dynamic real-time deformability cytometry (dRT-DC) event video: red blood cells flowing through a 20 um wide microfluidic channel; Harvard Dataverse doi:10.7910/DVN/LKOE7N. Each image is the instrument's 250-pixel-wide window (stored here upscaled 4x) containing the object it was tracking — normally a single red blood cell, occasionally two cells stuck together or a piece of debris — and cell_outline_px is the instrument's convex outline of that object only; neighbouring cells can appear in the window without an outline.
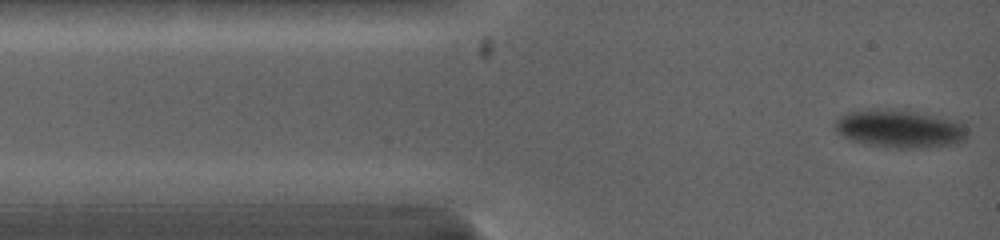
{"species": "common noctule bat (a hibernating species)", "species_latin": "Nyctalus noctula", "temperature_condition": "warm", "stored_images_in_passage": 3, "camera_frame_rate_fps": 5000, "um_per_image_px": 0.085, "animal": {"sex": "female", "body_mass_g": 19.0, "forearm_length_mm": 53.3}, "frame": {"image": 1, "passage_image": 3, "time_ms": 1.2, "image_size_px": [1000, 240], "cell_outline_px": [[968, 136], [964, 140], [956, 144], [920, 148], [888, 148], [864, 144], [852, 140], [836, 132], [832, 128], [836, 120], [840, 116], [848, 112], [868, 108], [896, 108], [924, 112], [956, 120], [964, 124], [968, 128]], "centroid_in_image_um": [76.49, 10.92], "position_along_channel_um": 8.5, "area_um2": 30.4}}